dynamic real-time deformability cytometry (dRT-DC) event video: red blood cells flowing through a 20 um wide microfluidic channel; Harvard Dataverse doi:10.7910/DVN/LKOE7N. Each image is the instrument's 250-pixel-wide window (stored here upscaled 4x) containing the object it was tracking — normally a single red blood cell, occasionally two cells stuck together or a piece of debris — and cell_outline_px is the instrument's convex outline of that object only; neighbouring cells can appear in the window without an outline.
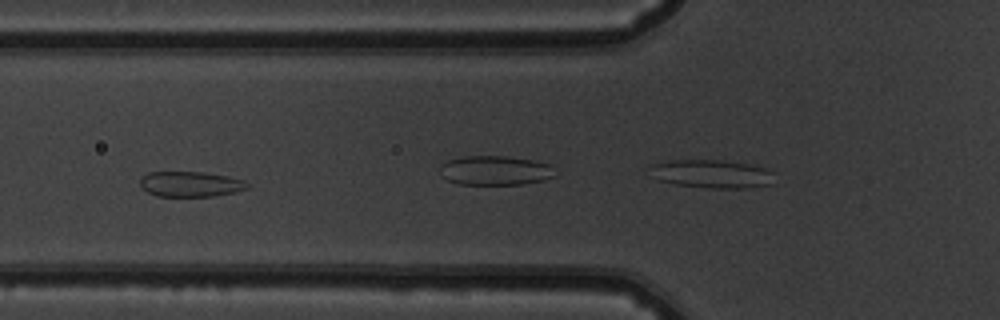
{"species": "common noctule bat (a hibernating species)", "species_latin": "Nyctalus noctula", "temperature_condition": "warm", "stored_images_in_passage": 6, "camera_frame_rate_fps": 3000, "um_per_image_px": 0.085, "animal": {"sex": "male", "body_mass_g": 19.5, "forearm_length_mm": 54.6}, "frame": {"image": 1, "passage_image": 4, "time_ms": 1.0, "image_size_px": [1000, 320], "cell_outline_px": [[248, 188], [232, 192], [212, 196], [156, 196], [148, 192], [140, 184], [140, 180], [148, 172], [204, 172], [228, 176], [244, 180], [248, 184]], "centroid_in_image_um": [16.19, 15.64], "position_along_channel_um": 109.6, "area_um2": 15.61}}